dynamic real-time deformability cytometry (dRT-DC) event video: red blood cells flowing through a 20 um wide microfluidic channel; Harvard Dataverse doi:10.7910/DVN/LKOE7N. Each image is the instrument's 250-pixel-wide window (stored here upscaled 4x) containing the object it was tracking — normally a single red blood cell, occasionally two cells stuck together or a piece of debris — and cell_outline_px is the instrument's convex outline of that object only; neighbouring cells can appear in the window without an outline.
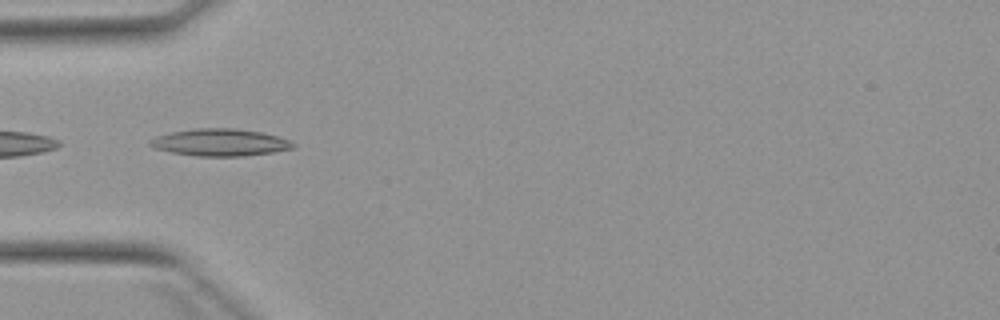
{"species": "Egyptian fruit bat (a non-hibernating species)", "species_latin": "Rousettus aegyptiacus", "temperature_condition": "warm", "stored_images_in_passage": 4, "camera_frame_rate_fps": 3000, "um_per_image_px": 0.085, "animal": {"sex": "female"}, "frame": {"image": 1, "passage_image": 4, "time_ms": 3.333, "image_size_px": [1000, 320], "cell_outline_px": [[296, 144], [292, 148], [272, 152], [240, 156], [196, 156], [172, 152], [156, 148], [148, 144], [148, 140], [156, 136], [172, 132], [196, 128], [236, 128], [264, 132], [288, 140]], "centroid_in_image_um": [18.69, 12.09], "position_along_channel_um": 66.3, "area_um2": 22.48}}